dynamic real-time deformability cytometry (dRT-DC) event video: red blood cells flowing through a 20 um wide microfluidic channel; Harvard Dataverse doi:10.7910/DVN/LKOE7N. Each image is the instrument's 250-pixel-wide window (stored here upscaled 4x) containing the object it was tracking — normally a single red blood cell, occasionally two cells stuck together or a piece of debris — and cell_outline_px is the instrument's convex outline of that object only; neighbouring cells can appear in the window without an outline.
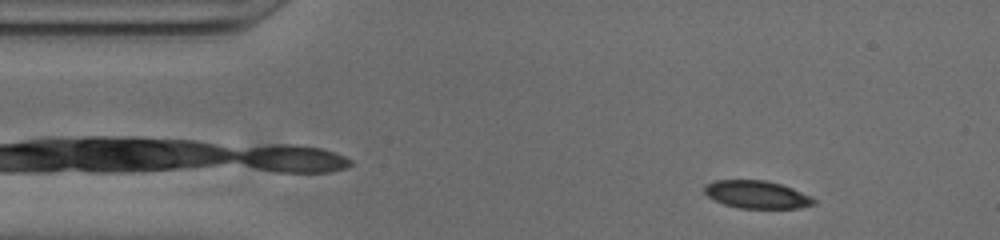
{"species": "common noctule bat (a hibernating species)", "species_latin": "Nyctalus noctula", "temperature_condition": "cold", "stored_images_in_passage": 50, "camera_frame_rate_fps": 3000, "um_per_image_px": 0.085, "animal": {"sex": "male", "body_mass_g": 20.0, "forearm_length_mm": 53.3}, "frame": {"image": 1, "passage_image": 4, "time_ms": 1.0, "image_size_px": [1000, 240], "cell_outline_px": [[816, 204], [800, 208], [740, 208], [724, 204], [708, 196], [704, 192], [704, 188], [708, 184], [716, 180], [764, 180], [780, 184], [792, 188], [812, 196], [816, 200]], "centroid_in_image_um": [64.38, 16.54], "position_along_channel_um": 20.6, "area_um2": 17.57}}
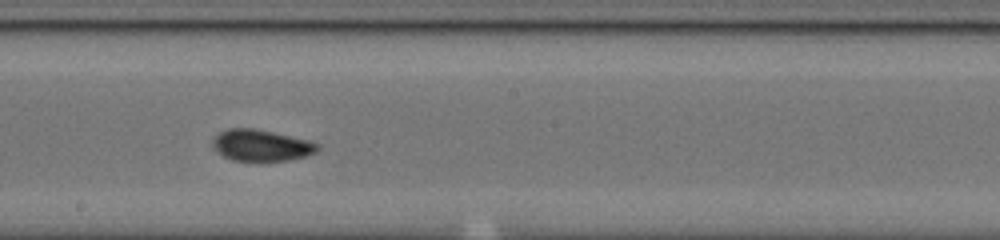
{"frame": {"image": 2, "passage_image": 25, "time_ms": 8.0, "image_size_px": [1000, 240], "cell_outline_px": [[320, 148], [316, 152], [304, 156], [284, 160], [232, 160], [224, 156], [212, 144], [212, 140], [220, 132], [228, 128], [256, 128], [308, 140], [320, 144]], "centroid_in_image_um": [22.22, 12.33], "position_along_channel_um": 226.0, "area_um2": 18.84}}
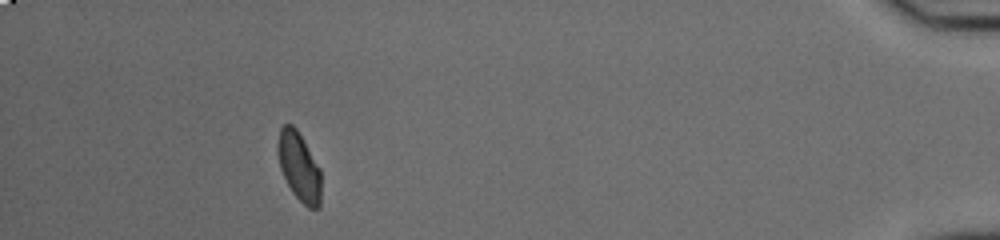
{"frame": {"image": 3, "passage_image": 45, "time_ms": 14.667, "image_size_px": [1000, 240], "cell_outline_px": [[320, 208], [308, 208], [292, 192], [280, 168], [276, 148], [280, 128], [284, 124], [292, 124], [296, 128], [320, 168]], "centroid_in_image_um": [25.4, 14.15], "position_along_channel_um": 409.8, "area_um2": 17.22}, "authors_computed_cell_mechanics": {"area_um2": 18.207, "velocity_mm_per_s": 3.8229, "shape_relaxation_time_tau1_ms": 5.5651, "shape_relaxation_time_tau2_ms": 1.5926, "deformation_change_tau1": 0.1068, "deformation_change_tau2": 0.0433}}